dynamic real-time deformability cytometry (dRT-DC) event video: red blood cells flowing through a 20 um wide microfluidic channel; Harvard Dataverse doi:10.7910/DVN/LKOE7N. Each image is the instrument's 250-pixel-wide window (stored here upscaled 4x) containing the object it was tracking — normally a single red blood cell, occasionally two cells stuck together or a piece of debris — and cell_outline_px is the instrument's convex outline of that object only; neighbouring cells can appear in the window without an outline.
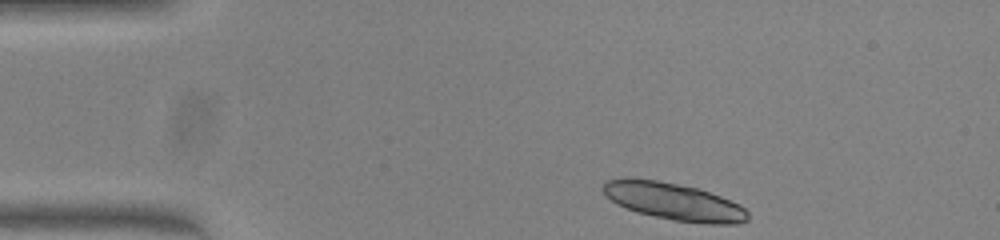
{"species": "common noctule bat (a hibernating species)", "species_latin": "Nyctalus noctula", "temperature_condition": "warm", "stored_images_in_passage": 43, "segment_of_instrument_passage": [1, 2], "camera_frame_rate_fps": 3000, "um_per_image_px": 0.085, "animal": {"sex": "female", "body_mass_g": 23.0, "forearm_length_mm": 53.4}, "frame": {"image": 1, "passage_image": 1, "time_ms": 0.0, "image_size_px": [1000, 240], "cell_outline_px": [[748, 220], [736, 224], [708, 224], [672, 220], [636, 212], [616, 204], [600, 188], [604, 180], [656, 180], [696, 188], [720, 196], [740, 204], [748, 212]], "centroid_in_image_um": [57.31, 17.16], "position_along_channel_um": 27.7, "area_um2": 30.87}}